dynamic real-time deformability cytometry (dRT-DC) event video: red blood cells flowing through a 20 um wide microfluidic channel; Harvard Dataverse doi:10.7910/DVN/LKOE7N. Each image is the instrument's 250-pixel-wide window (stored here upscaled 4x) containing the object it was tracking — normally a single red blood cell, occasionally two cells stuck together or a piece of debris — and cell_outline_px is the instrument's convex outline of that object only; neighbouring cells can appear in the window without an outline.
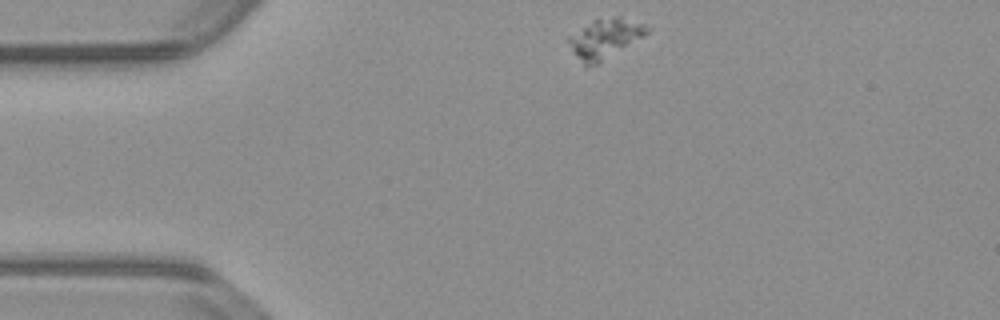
{"species": "common noctule bat (a hibernating species)", "species_latin": "Nyctalus noctula", "temperature_condition": "warm", "stored_images_in_passage": 46, "camera_frame_rate_fps": 3000, "um_per_image_px": 0.085, "animal": {"sex": "male", "body_mass_g": 23.1, "forearm_length_mm": 52.7}, "frame": {"image": 1, "passage_image": 1, "time_ms": 0.0, "image_size_px": [1000, 320], "cell_outline_px": [[648, 32], [644, 36], [596, 64], [584, 68], [572, 48], [568, 40], [568, 36], [592, 20], [612, 16], [620, 16], [644, 24], [648, 28]], "centroid_in_image_um": [51.4, 3.26], "position_along_channel_um": 33.6, "area_um2": 17.74}}
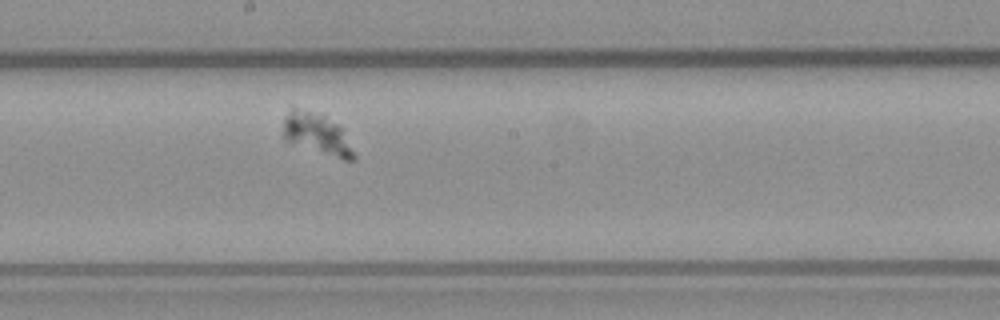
{"frame": {"image": 2, "passage_image": 20, "time_ms": 6.333, "image_size_px": [1000, 320], "cell_outline_px": [[356, 160], [344, 160], [284, 140], [280, 136], [284, 120], [292, 104], [324, 116], [336, 124], [340, 128], [356, 156]], "centroid_in_image_um": [26.85, 11.35], "position_along_channel_um": 221.4, "area_um2": 16.82}}
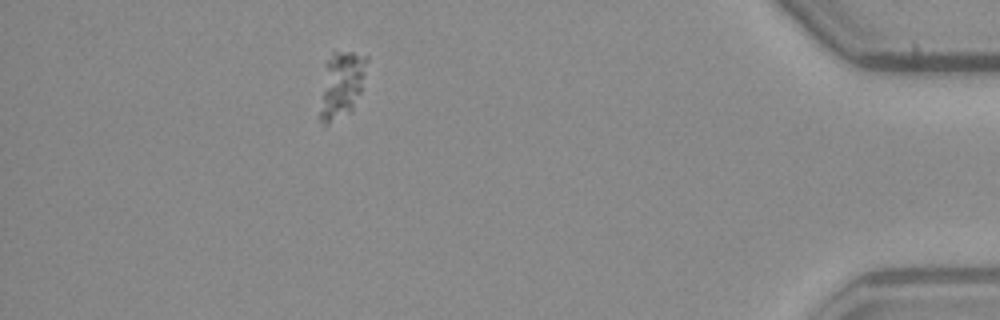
{"frame": {"image": 3, "passage_image": 40, "time_ms": 13.0, "image_size_px": [1000, 320], "cell_outline_px": [[368, 60], [360, 92], [352, 108], [348, 112], [328, 124], [320, 120], [320, 112], [328, 60], [332, 52], [352, 52], [368, 56]], "centroid_in_image_um": [29.08, 7.16], "position_along_channel_um": 406.1, "area_um2": 17.11}}